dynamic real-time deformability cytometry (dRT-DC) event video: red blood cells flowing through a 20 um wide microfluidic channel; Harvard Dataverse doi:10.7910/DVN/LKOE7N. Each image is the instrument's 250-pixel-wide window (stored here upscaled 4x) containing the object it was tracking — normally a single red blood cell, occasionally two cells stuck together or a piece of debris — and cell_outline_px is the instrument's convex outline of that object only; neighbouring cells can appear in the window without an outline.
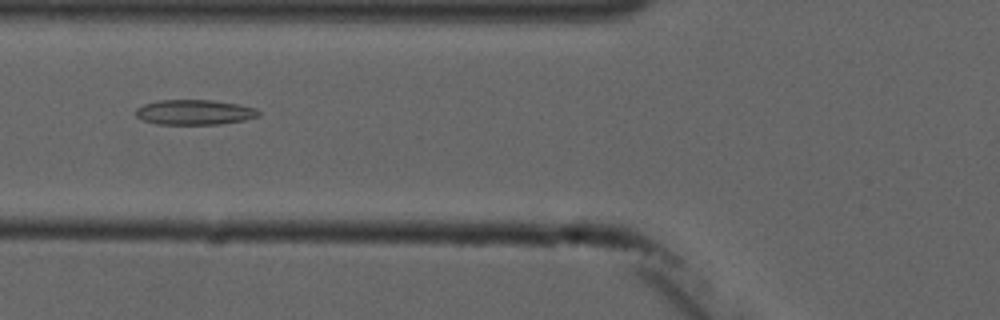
{"species": "common noctule bat (a hibernating species)", "species_latin": "Nyctalus noctula", "temperature_condition": "cold", "stored_images_in_passage": 6, "camera_frame_rate_fps": 3000, "um_per_image_px": 0.085, "animal": {"sex": "male", "forearm_length_mm": 52.5}, "frame": {"image": 1, "passage_image": 2, "time_ms": 1.333, "image_size_px": [1000, 320], "cell_outline_px": [[260, 116], [244, 120], [220, 124], [156, 124], [144, 120], [136, 116], [136, 108], [144, 104], [160, 100], [212, 100], [240, 104], [256, 108], [260, 112]], "centroid_in_image_um": [16.56, 9.54], "position_along_channel_um": 109.2, "area_um2": 17.98}}
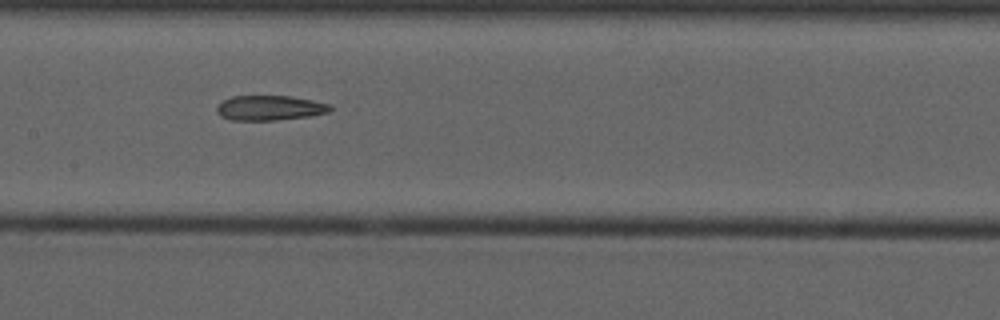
{"frame": {"image": 2, "passage_image": 4, "time_ms": 3.333, "image_size_px": [1000, 320], "cell_outline_px": [[332, 108], [328, 112], [308, 116], [276, 120], [232, 120], [220, 116], [216, 112], [216, 108], [224, 100], [232, 96], [292, 96], [332, 104]], "centroid_in_image_um": [22.93, 9.17], "position_along_channel_um": 184.5, "area_um2": 16.42}}
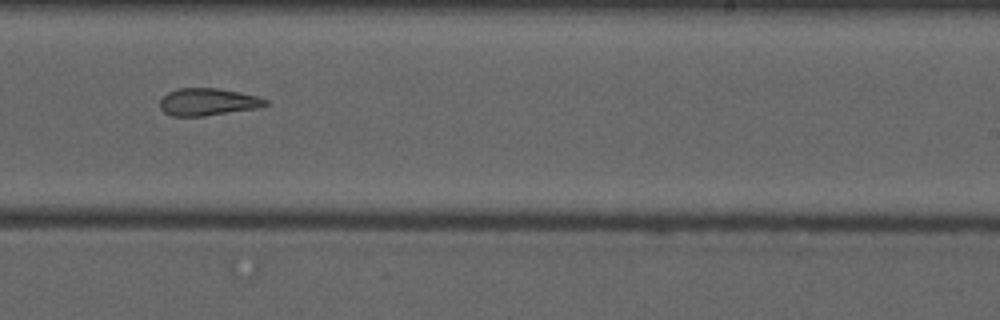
{"frame": {"image": 3, "passage_image": 6, "time_ms": 5.667, "image_size_px": [1000, 320], "cell_outline_px": [[268, 104], [260, 108], [204, 116], [172, 116], [164, 112], [160, 108], [160, 100], [168, 92], [180, 88], [216, 88], [240, 92], [256, 96], [268, 100]], "centroid_in_image_um": [17.68, 8.67], "position_along_channel_um": 271.3, "area_um2": 16.82}}